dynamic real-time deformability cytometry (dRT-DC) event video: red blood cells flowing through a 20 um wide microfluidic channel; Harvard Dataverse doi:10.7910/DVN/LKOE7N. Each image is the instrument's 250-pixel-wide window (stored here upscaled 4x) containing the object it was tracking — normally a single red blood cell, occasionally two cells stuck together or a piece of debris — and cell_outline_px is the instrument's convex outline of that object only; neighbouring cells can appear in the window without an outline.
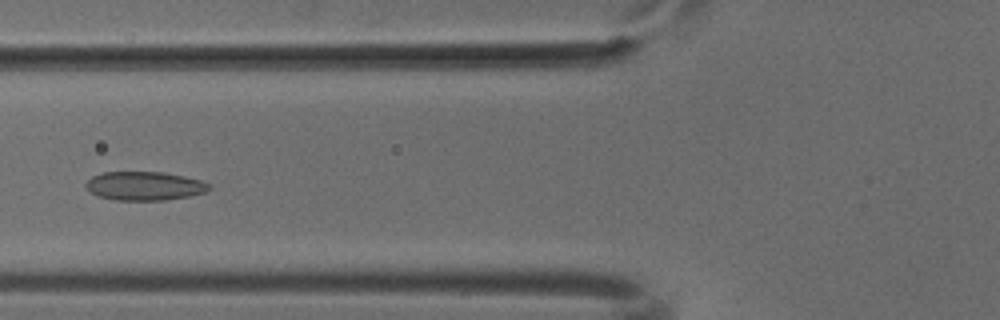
{"species": "common noctule bat (a hibernating species)", "species_latin": "Nyctalus noctula", "temperature_condition": "cold", "stored_images_in_passage": 51, "camera_frame_rate_fps": 3000, "um_per_image_px": 0.085, "animal": {"sex": "male", "body_mass_g": 18.8}, "frame": {"image": 1, "passage_image": 20, "time_ms": 6.333, "image_size_px": [1000, 320], "cell_outline_px": [[212, 188], [208, 192], [188, 196], [164, 200], [116, 200], [100, 196], [92, 192], [84, 184], [92, 176], [104, 172], [164, 172], [184, 176], [200, 180], [212, 184]], "centroid_in_image_um": [12.35, 15.8], "position_along_channel_um": 113.5, "area_um2": 20.63}}
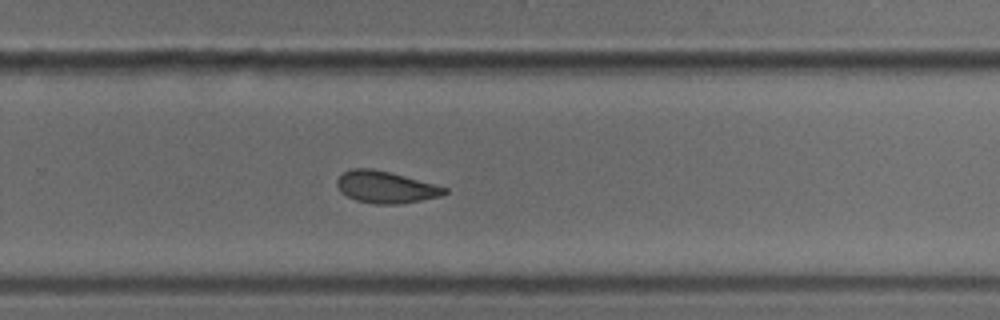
{"frame": {"image": 2, "passage_image": 34, "time_ms": 11.0, "image_size_px": [1000, 320], "cell_outline_px": [[448, 192], [440, 196], [400, 204], [376, 204], [356, 200], [340, 192], [336, 184], [336, 180], [344, 172], [352, 168], [372, 168], [404, 176], [448, 188]], "centroid_in_image_um": [32.75, 15.91], "position_along_channel_um": 297.0, "area_um2": 19.77}}
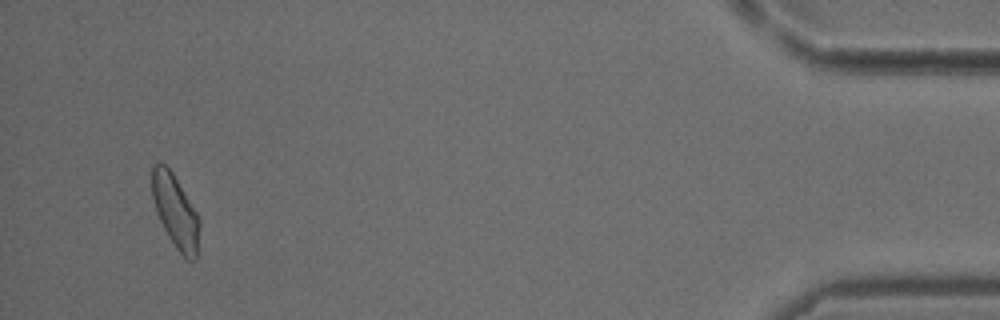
{"frame": {"image": 3, "passage_image": 49, "time_ms": 16.0, "image_size_px": [1000, 320], "cell_outline_px": [[200, 224], [196, 260], [188, 260], [176, 248], [168, 236], [156, 212], [152, 196], [152, 164], [164, 164], [172, 172], [200, 216]], "centroid_in_image_um": [14.93, 17.97], "position_along_channel_um": 420.3, "area_um2": 20.17}}